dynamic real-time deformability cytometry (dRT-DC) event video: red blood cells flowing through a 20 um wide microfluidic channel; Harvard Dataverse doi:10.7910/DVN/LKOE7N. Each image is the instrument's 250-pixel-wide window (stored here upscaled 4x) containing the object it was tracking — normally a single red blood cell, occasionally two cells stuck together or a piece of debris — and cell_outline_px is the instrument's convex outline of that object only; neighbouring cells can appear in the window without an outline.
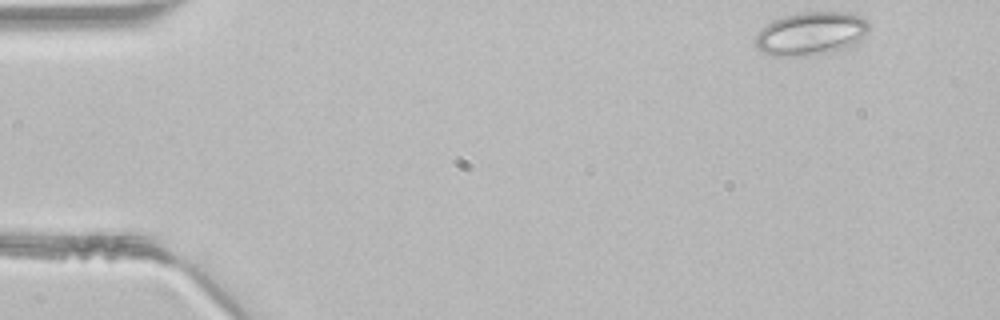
{"species": "common noctule bat (a hibernating species)", "species_latin": "Nyctalus noctula", "temperature_condition": "room temperature", "stored_images_in_passage": 15, "camera_frame_rate_fps": 3000, "um_per_image_px": 0.085, "animal": {"sex": "male", "body_mass_g": 21.5, "forearm_length_mm": 52.0}, "frame": {"image": 1, "passage_image": 1, "time_ms": 0.0, "image_size_px": [1000, 320], "cell_outline_px": [[872, 24], [868, 32], [844, 48], [828, 52], [792, 56], [772, 56], [756, 48], [756, 32], [768, 24], [784, 16], [800, 12], [848, 12], [868, 20]], "centroid_in_image_um": [68.92, 2.83], "position_along_channel_um": 16.1, "area_um2": 28.21}}